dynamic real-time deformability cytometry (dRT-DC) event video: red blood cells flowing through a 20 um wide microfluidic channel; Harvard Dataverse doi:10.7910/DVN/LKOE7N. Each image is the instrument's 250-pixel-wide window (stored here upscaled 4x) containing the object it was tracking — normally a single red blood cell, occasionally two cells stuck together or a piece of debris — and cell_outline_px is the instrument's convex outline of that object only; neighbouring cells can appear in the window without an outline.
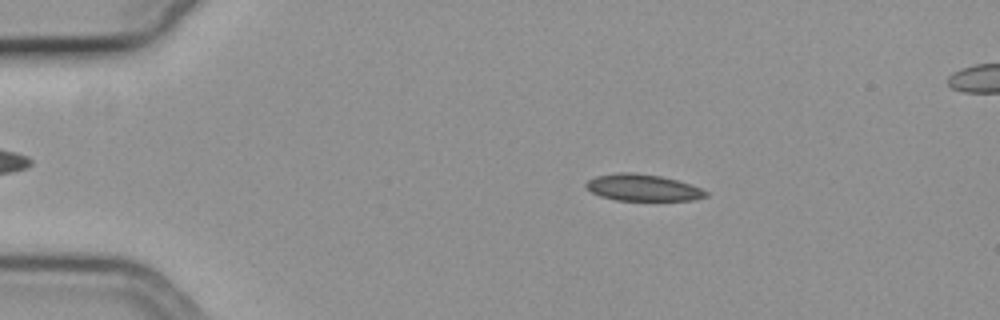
{"species": "common noctule bat (a hibernating species)", "species_latin": "Nyctalus noctula", "temperature_condition": "cold", "stored_images_in_passage": 57, "segment_of_instrument_passage": [1, 2], "camera_frame_rate_fps": 3000, "um_per_image_px": 0.085, "animal": {"sex": "female", "body_mass_g": 19.3, "forearm_length_mm": 54.1}, "frame": {"image": 1, "passage_image": 11, "time_ms": 3.333, "image_size_px": [1000, 320], "cell_outline_px": [[708, 196], [692, 200], [616, 200], [600, 196], [592, 192], [584, 184], [588, 180], [596, 176], [620, 172], [628, 172], [660, 176], [676, 180], [700, 188], [708, 192]], "centroid_in_image_um": [54.62, 15.95], "position_along_channel_um": 30.4, "area_um2": 18.32}}
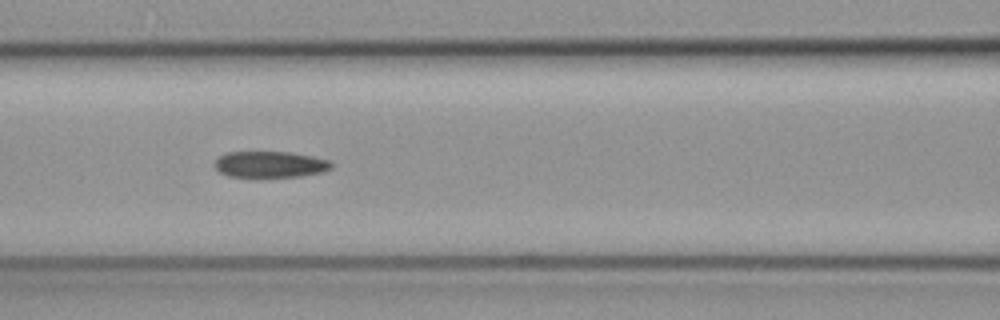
{"frame": {"image": 2, "passage_image": 25, "time_ms": 8.0, "image_size_px": [1000, 320], "cell_outline_px": [[332, 168], [324, 172], [300, 176], [228, 176], [220, 172], [212, 164], [220, 156], [228, 152], [288, 152], [312, 156], [332, 160]], "centroid_in_image_um": [22.99, 13.96], "position_along_channel_um": 143.6, "area_um2": 17.74}}
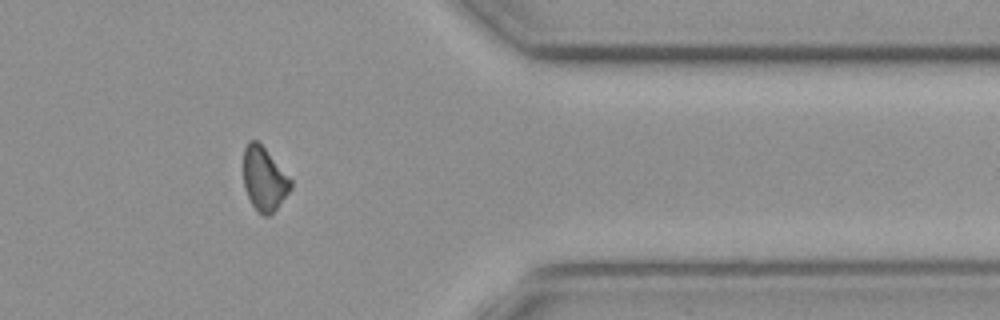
{"frame": {"image": 3, "passage_image": 46, "time_ms": 15.0, "image_size_px": [1000, 320], "cell_outline_px": [[292, 188], [276, 208], [268, 216], [264, 216], [256, 212], [244, 188], [244, 148], [248, 140], [256, 140], [264, 148], [292, 180]], "centroid_in_image_um": [22.44, 15.23], "position_along_channel_um": 389.0, "area_um2": 17.34}}